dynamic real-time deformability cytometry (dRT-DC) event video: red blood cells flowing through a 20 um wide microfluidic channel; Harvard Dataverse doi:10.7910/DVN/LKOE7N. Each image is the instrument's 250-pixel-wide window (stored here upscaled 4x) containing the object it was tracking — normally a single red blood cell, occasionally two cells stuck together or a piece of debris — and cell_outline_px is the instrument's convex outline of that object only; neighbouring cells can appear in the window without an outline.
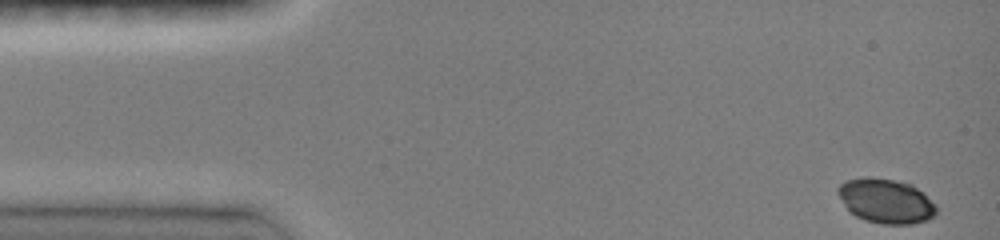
{"species": "common noctule bat (a hibernating species)", "species_latin": "Nyctalus noctula", "temperature_condition": "room temperature", "stored_images_in_passage": 42, "camera_frame_rate_fps": 3000, "um_per_image_px": 0.085, "animal": {"sex": "female", "body_mass_g": 19.0, "forearm_length_mm": 51.5}, "frame": {"image": 1, "passage_image": 1, "time_ms": 0.0, "image_size_px": [1000, 240], "cell_outline_px": [[936, 212], [928, 220], [912, 224], [884, 224], [864, 220], [848, 212], [836, 192], [836, 188], [840, 184], [848, 180], [864, 176], [868, 176], [892, 180], [912, 184], [924, 192], [936, 204]], "centroid_in_image_um": [75.28, 17.08], "position_along_channel_um": 9.7, "area_um2": 25.84}}
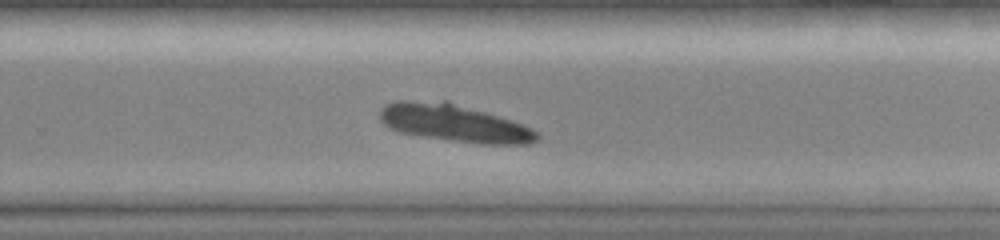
{"frame": {"image": 2, "passage_image": 30, "time_ms": 9.667, "image_size_px": [1000, 240], "cell_outline_px": [[540, 136], [536, 140], [528, 144], [484, 144], [452, 140], [424, 136], [400, 132], [388, 128], [380, 120], [380, 108], [384, 104], [396, 100], [448, 100], [524, 124], [532, 128]], "centroid_in_image_um": [38.57, 10.43], "position_along_channel_um": 291.2, "area_um2": 34.51}}
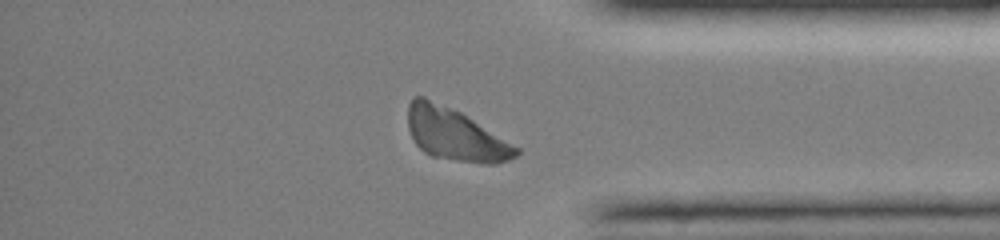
{"frame": {"image": 3, "passage_image": 38, "time_ms": 12.333, "image_size_px": [1000, 240], "cell_outline_px": [[520, 152], [516, 156], [508, 160], [492, 164], [488, 164], [456, 160], [432, 156], [424, 152], [416, 144], [408, 128], [408, 104], [412, 96], [424, 96], [460, 112], [520, 148]], "centroid_in_image_um": [38.67, 11.43], "position_along_channel_um": 396.5, "area_um2": 32.6}}